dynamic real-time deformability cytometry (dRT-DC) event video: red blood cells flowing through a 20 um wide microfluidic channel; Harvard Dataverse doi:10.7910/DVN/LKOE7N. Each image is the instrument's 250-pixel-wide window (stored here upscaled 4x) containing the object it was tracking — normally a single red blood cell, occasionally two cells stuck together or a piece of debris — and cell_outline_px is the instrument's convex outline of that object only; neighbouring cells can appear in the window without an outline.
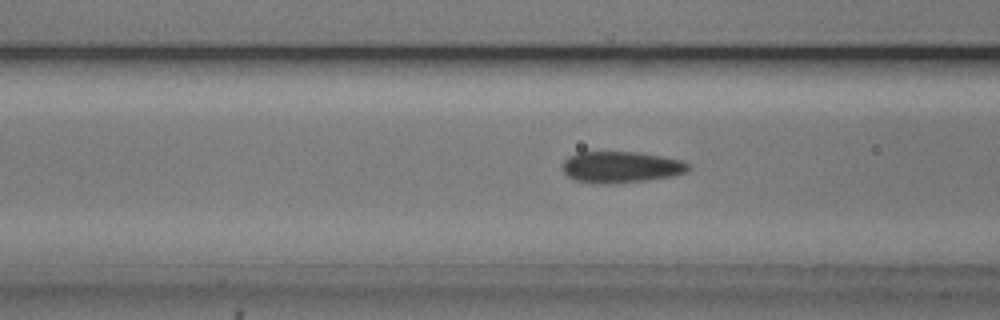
{"species": "common noctule bat (a hibernating species)", "species_latin": "Nyctalus noctula", "temperature_condition": "cold", "stored_images_in_passage": 37, "camera_frame_rate_fps": 3000, "um_per_image_px": 0.085, "animal": {"sex": "male", "body_mass_g": 20.5, "forearm_length_mm": 52.5}, "frame": {"image": 1, "passage_image": 15, "time_ms": 4.667, "image_size_px": [1000, 320], "cell_outline_px": [[692, 168], [688, 172], [672, 176], [644, 180], [596, 184], [576, 180], [568, 176], [560, 168], [560, 164], [568, 156], [580, 152], [636, 152], [684, 160], [692, 164]], "centroid_in_image_um": [52.8, 14.19], "position_along_channel_um": 113.8, "area_um2": 23.12}}
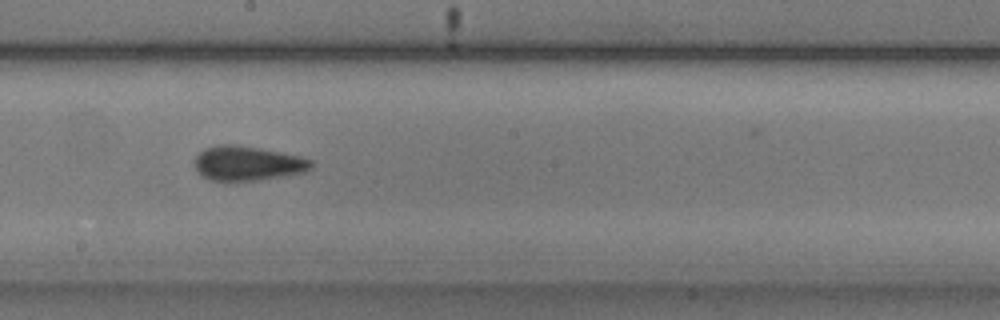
{"frame": {"image": 2, "passage_image": 24, "time_ms": 7.667, "image_size_px": [1000, 320], "cell_outline_px": [[312, 168], [304, 172], [256, 180], [212, 180], [204, 176], [196, 168], [196, 156], [204, 148], [220, 144], [236, 144], [260, 148], [300, 156], [312, 160]], "centroid_in_image_um": [21.06, 13.86], "position_along_channel_um": 227.1, "area_um2": 23.06}}
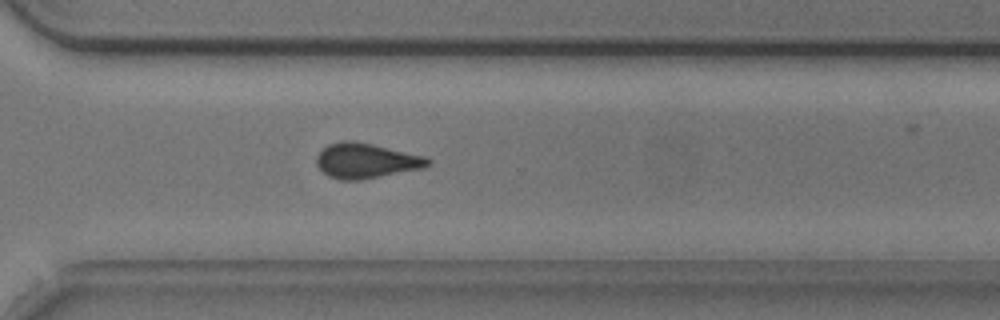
{"frame": {"image": 3, "passage_image": 33, "time_ms": 10.667, "image_size_px": [1000, 320], "cell_outline_px": [[432, 164], [424, 168], [364, 180], [340, 180], [328, 176], [316, 164], [316, 156], [328, 144], [340, 140], [352, 140], [372, 144], [424, 156], [432, 160]], "centroid_in_image_um": [31.13, 13.67], "position_along_channel_um": 339.5, "area_um2": 22.95}}